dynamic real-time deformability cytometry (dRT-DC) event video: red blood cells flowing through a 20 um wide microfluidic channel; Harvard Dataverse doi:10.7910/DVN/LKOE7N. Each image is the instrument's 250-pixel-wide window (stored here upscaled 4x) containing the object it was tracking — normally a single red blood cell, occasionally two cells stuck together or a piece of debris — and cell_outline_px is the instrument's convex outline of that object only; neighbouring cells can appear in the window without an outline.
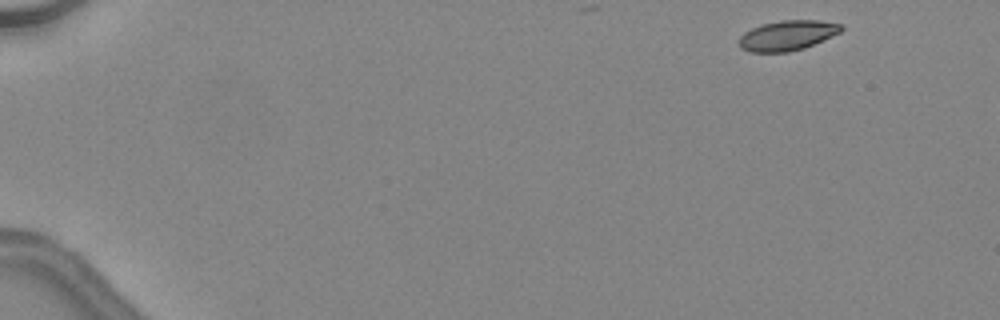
{"species": "common noctule bat (a hibernating species)", "species_latin": "Nyctalus noctula", "temperature_condition": "warm", "stored_images_in_passage": 8, "camera_frame_rate_fps": 3000, "um_per_image_px": 0.085, "animal": {"sex": "female", "body_mass_g": 24.6, "forearm_length_mm": 56.2}, "frame": {"image": 1, "passage_image": 1, "time_ms": 0.0, "image_size_px": [1000, 320], "cell_outline_px": [[844, 28], [840, 32], [832, 36], [804, 48], [788, 52], [748, 52], [740, 48], [740, 36], [744, 32], [752, 28], [764, 24], [780, 20], [820, 20], [840, 24]], "centroid_in_image_um": [66.92, 3.01], "position_along_channel_um": 18.1, "area_um2": 17.8}}